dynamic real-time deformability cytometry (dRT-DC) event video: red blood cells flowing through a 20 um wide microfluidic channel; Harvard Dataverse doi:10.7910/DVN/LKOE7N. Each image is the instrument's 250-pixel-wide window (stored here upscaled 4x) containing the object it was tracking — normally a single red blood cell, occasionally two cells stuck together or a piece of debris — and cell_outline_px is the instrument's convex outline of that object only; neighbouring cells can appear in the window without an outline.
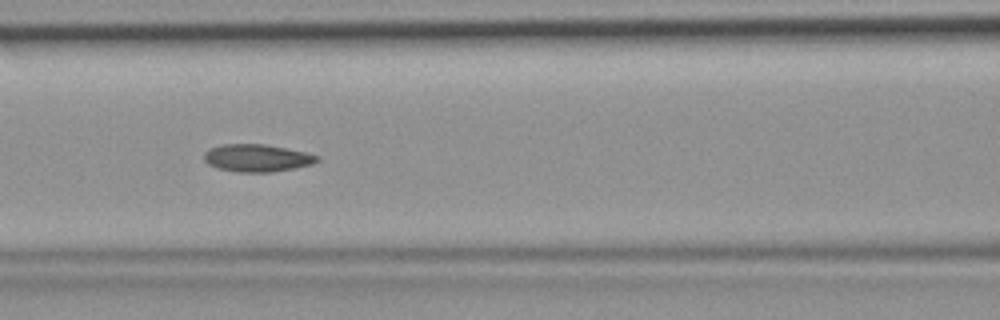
{"species": "common noctule bat (a hibernating species)", "species_latin": "Nyctalus noctula", "temperature_condition": "room temperature", "stored_images_in_passage": 47, "camera_frame_rate_fps": 3000, "um_per_image_px": 0.085, "animal": {"sex": "female", "body_mass_g": 19.9}, "frame": {"image": 1, "passage_image": 20, "time_ms": 6.333, "image_size_px": [1000, 320], "cell_outline_px": [[320, 160], [312, 164], [296, 168], [272, 172], [236, 172], [216, 168], [208, 164], [204, 160], [204, 152], [208, 148], [220, 144], [264, 144], [304, 152], [320, 156]], "centroid_in_image_um": [21.81, 13.43], "position_along_channel_um": 144.8, "area_um2": 18.26}}
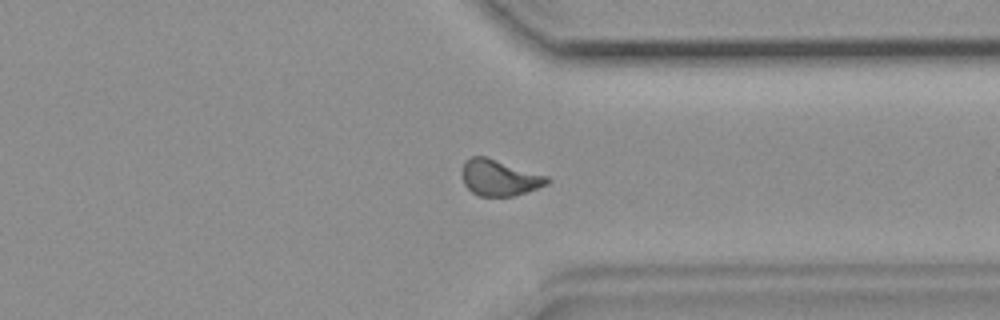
{"frame": {"image": 2, "passage_image": 36, "time_ms": 11.667, "image_size_px": [1000, 320], "cell_outline_px": [[552, 180], [548, 184], [512, 196], [480, 196], [472, 192], [464, 184], [460, 172], [464, 160], [472, 156], [484, 156], [548, 176]], "centroid_in_image_um": [42.41, 15.1], "position_along_channel_um": 369.0, "area_um2": 17.86}}
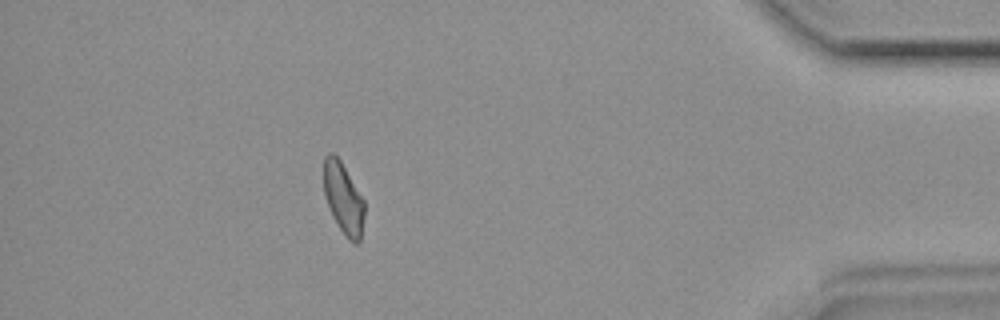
{"frame": {"image": 3, "passage_image": 42, "time_ms": 13.667, "image_size_px": [1000, 320], "cell_outline_px": [[364, 216], [360, 244], [356, 244], [348, 240], [332, 216], [324, 192], [324, 156], [328, 152], [332, 152], [340, 160], [364, 200]], "centroid_in_image_um": [29.19, 16.88], "position_along_channel_um": 406.0, "area_um2": 16.76}}